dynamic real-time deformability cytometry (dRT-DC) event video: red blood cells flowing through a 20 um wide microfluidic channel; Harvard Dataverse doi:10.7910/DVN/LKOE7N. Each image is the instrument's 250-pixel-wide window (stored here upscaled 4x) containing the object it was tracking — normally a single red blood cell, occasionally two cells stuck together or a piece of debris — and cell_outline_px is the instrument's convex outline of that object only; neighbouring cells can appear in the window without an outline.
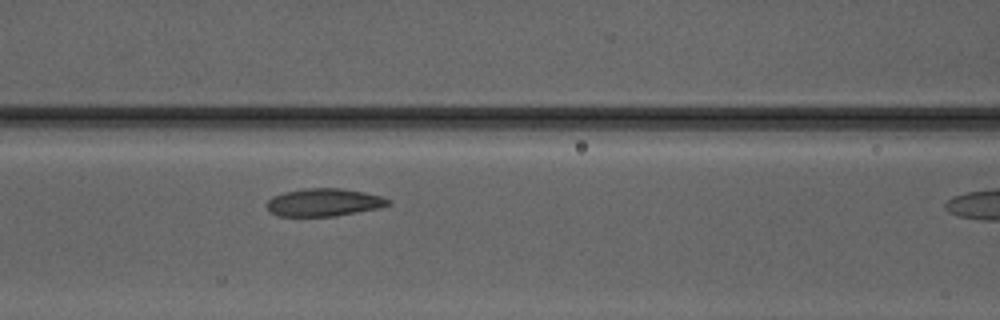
{"species": "Egyptian fruit bat (a non-hibernating species)", "species_latin": "Rousettus aegyptiacus", "temperature_condition": "warm", "stored_images_in_passage": 10, "camera_frame_rate_fps": 3000, "um_per_image_px": 0.085, "animal": {"sex": "male"}, "frame": {"image": 1, "passage_image": 9, "time_ms": 2.667, "image_size_px": [1000, 320], "cell_outline_px": [[392, 204], [380, 208], [336, 216], [280, 216], [268, 212], [264, 204], [272, 196], [284, 192], [304, 188], [340, 188], [364, 192], [380, 196], [392, 200]], "centroid_in_image_um": [27.51, 17.2], "position_along_channel_um": 139.1, "area_um2": 19.94}}